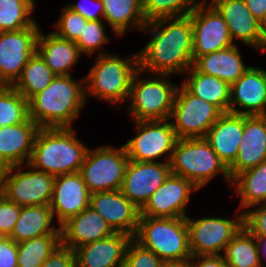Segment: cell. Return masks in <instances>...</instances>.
<instances>
[{
    "mask_svg": "<svg viewBox=\"0 0 266 267\" xmlns=\"http://www.w3.org/2000/svg\"><path fill=\"white\" fill-rule=\"evenodd\" d=\"M150 41L137 51L138 69L151 74H185L193 66V26L190 15L147 22L142 31ZM184 72V73H183Z\"/></svg>",
    "mask_w": 266,
    "mask_h": 267,
    "instance_id": "obj_1",
    "label": "cell"
},
{
    "mask_svg": "<svg viewBox=\"0 0 266 267\" xmlns=\"http://www.w3.org/2000/svg\"><path fill=\"white\" fill-rule=\"evenodd\" d=\"M56 76L41 92L28 101L29 118L40 128L72 127L84 105V77Z\"/></svg>",
    "mask_w": 266,
    "mask_h": 267,
    "instance_id": "obj_2",
    "label": "cell"
},
{
    "mask_svg": "<svg viewBox=\"0 0 266 267\" xmlns=\"http://www.w3.org/2000/svg\"><path fill=\"white\" fill-rule=\"evenodd\" d=\"M87 150L74 127L40 128L28 164L54 176L75 173L80 171Z\"/></svg>",
    "mask_w": 266,
    "mask_h": 267,
    "instance_id": "obj_3",
    "label": "cell"
},
{
    "mask_svg": "<svg viewBox=\"0 0 266 267\" xmlns=\"http://www.w3.org/2000/svg\"><path fill=\"white\" fill-rule=\"evenodd\" d=\"M96 57L95 64L84 76L86 102L93 95L111 105H121L129 98L131 80L138 70L137 53L126 59L111 53Z\"/></svg>",
    "mask_w": 266,
    "mask_h": 267,
    "instance_id": "obj_4",
    "label": "cell"
},
{
    "mask_svg": "<svg viewBox=\"0 0 266 267\" xmlns=\"http://www.w3.org/2000/svg\"><path fill=\"white\" fill-rule=\"evenodd\" d=\"M133 239L155 253L163 262L180 261L192 257L189 230L184 217H139Z\"/></svg>",
    "mask_w": 266,
    "mask_h": 267,
    "instance_id": "obj_5",
    "label": "cell"
},
{
    "mask_svg": "<svg viewBox=\"0 0 266 267\" xmlns=\"http://www.w3.org/2000/svg\"><path fill=\"white\" fill-rule=\"evenodd\" d=\"M171 173L191 181L198 189L221 173L232 184L228 168L204 138H178L170 160Z\"/></svg>",
    "mask_w": 266,
    "mask_h": 267,
    "instance_id": "obj_6",
    "label": "cell"
},
{
    "mask_svg": "<svg viewBox=\"0 0 266 267\" xmlns=\"http://www.w3.org/2000/svg\"><path fill=\"white\" fill-rule=\"evenodd\" d=\"M142 73L138 69L131 80L129 116L133 121L170 119L179 85L168 80L170 74H152V77L142 78Z\"/></svg>",
    "mask_w": 266,
    "mask_h": 267,
    "instance_id": "obj_7",
    "label": "cell"
},
{
    "mask_svg": "<svg viewBox=\"0 0 266 267\" xmlns=\"http://www.w3.org/2000/svg\"><path fill=\"white\" fill-rule=\"evenodd\" d=\"M0 169V193L20 207L49 205L55 176L34 169L28 163Z\"/></svg>",
    "mask_w": 266,
    "mask_h": 267,
    "instance_id": "obj_8",
    "label": "cell"
},
{
    "mask_svg": "<svg viewBox=\"0 0 266 267\" xmlns=\"http://www.w3.org/2000/svg\"><path fill=\"white\" fill-rule=\"evenodd\" d=\"M129 160L124 145L88 148L79 172L91 193L120 190Z\"/></svg>",
    "mask_w": 266,
    "mask_h": 267,
    "instance_id": "obj_9",
    "label": "cell"
},
{
    "mask_svg": "<svg viewBox=\"0 0 266 267\" xmlns=\"http://www.w3.org/2000/svg\"><path fill=\"white\" fill-rule=\"evenodd\" d=\"M169 120L132 121L137 128L136 136L123 144L128 158L156 162L163 157V162H170L178 137Z\"/></svg>",
    "mask_w": 266,
    "mask_h": 267,
    "instance_id": "obj_10",
    "label": "cell"
},
{
    "mask_svg": "<svg viewBox=\"0 0 266 267\" xmlns=\"http://www.w3.org/2000/svg\"><path fill=\"white\" fill-rule=\"evenodd\" d=\"M222 112L191 94L182 84L176 91L170 120L178 138H204Z\"/></svg>",
    "mask_w": 266,
    "mask_h": 267,
    "instance_id": "obj_11",
    "label": "cell"
},
{
    "mask_svg": "<svg viewBox=\"0 0 266 267\" xmlns=\"http://www.w3.org/2000/svg\"><path fill=\"white\" fill-rule=\"evenodd\" d=\"M186 222L192 255H222L225 247L244 226V213L240 211L234 220L213 216L194 220L188 215Z\"/></svg>",
    "mask_w": 266,
    "mask_h": 267,
    "instance_id": "obj_12",
    "label": "cell"
},
{
    "mask_svg": "<svg viewBox=\"0 0 266 267\" xmlns=\"http://www.w3.org/2000/svg\"><path fill=\"white\" fill-rule=\"evenodd\" d=\"M40 28L0 32V85L12 86L20 77L29 59L37 51Z\"/></svg>",
    "mask_w": 266,
    "mask_h": 267,
    "instance_id": "obj_13",
    "label": "cell"
},
{
    "mask_svg": "<svg viewBox=\"0 0 266 267\" xmlns=\"http://www.w3.org/2000/svg\"><path fill=\"white\" fill-rule=\"evenodd\" d=\"M193 62L203 55L234 45L226 22L215 7L200 4L190 14Z\"/></svg>",
    "mask_w": 266,
    "mask_h": 267,
    "instance_id": "obj_14",
    "label": "cell"
},
{
    "mask_svg": "<svg viewBox=\"0 0 266 267\" xmlns=\"http://www.w3.org/2000/svg\"><path fill=\"white\" fill-rule=\"evenodd\" d=\"M198 188L189 180L170 173L140 210V216L156 218L187 217L190 195Z\"/></svg>",
    "mask_w": 266,
    "mask_h": 267,
    "instance_id": "obj_15",
    "label": "cell"
},
{
    "mask_svg": "<svg viewBox=\"0 0 266 267\" xmlns=\"http://www.w3.org/2000/svg\"><path fill=\"white\" fill-rule=\"evenodd\" d=\"M170 173V162L129 160L120 191L141 210Z\"/></svg>",
    "mask_w": 266,
    "mask_h": 267,
    "instance_id": "obj_16",
    "label": "cell"
},
{
    "mask_svg": "<svg viewBox=\"0 0 266 267\" xmlns=\"http://www.w3.org/2000/svg\"><path fill=\"white\" fill-rule=\"evenodd\" d=\"M89 206L105 219L114 232L135 236L140 209L120 190L91 193Z\"/></svg>",
    "mask_w": 266,
    "mask_h": 267,
    "instance_id": "obj_17",
    "label": "cell"
},
{
    "mask_svg": "<svg viewBox=\"0 0 266 267\" xmlns=\"http://www.w3.org/2000/svg\"><path fill=\"white\" fill-rule=\"evenodd\" d=\"M91 192L80 172L55 176L50 208L61 226L89 207Z\"/></svg>",
    "mask_w": 266,
    "mask_h": 267,
    "instance_id": "obj_18",
    "label": "cell"
},
{
    "mask_svg": "<svg viewBox=\"0 0 266 267\" xmlns=\"http://www.w3.org/2000/svg\"><path fill=\"white\" fill-rule=\"evenodd\" d=\"M229 112L246 116L266 115V70L250 66L231 85Z\"/></svg>",
    "mask_w": 266,
    "mask_h": 267,
    "instance_id": "obj_19",
    "label": "cell"
},
{
    "mask_svg": "<svg viewBox=\"0 0 266 267\" xmlns=\"http://www.w3.org/2000/svg\"><path fill=\"white\" fill-rule=\"evenodd\" d=\"M215 8L227 24L230 37L245 45L266 52V34L247 8L245 0H233L218 3Z\"/></svg>",
    "mask_w": 266,
    "mask_h": 267,
    "instance_id": "obj_20",
    "label": "cell"
},
{
    "mask_svg": "<svg viewBox=\"0 0 266 267\" xmlns=\"http://www.w3.org/2000/svg\"><path fill=\"white\" fill-rule=\"evenodd\" d=\"M266 159V115H243V134L235 162L228 168L233 179L238 173Z\"/></svg>",
    "mask_w": 266,
    "mask_h": 267,
    "instance_id": "obj_21",
    "label": "cell"
},
{
    "mask_svg": "<svg viewBox=\"0 0 266 267\" xmlns=\"http://www.w3.org/2000/svg\"><path fill=\"white\" fill-rule=\"evenodd\" d=\"M39 129L29 117L18 125L0 127V169L29 163Z\"/></svg>",
    "mask_w": 266,
    "mask_h": 267,
    "instance_id": "obj_22",
    "label": "cell"
},
{
    "mask_svg": "<svg viewBox=\"0 0 266 267\" xmlns=\"http://www.w3.org/2000/svg\"><path fill=\"white\" fill-rule=\"evenodd\" d=\"M132 236L115 232L74 250L76 267H124L125 253Z\"/></svg>",
    "mask_w": 266,
    "mask_h": 267,
    "instance_id": "obj_23",
    "label": "cell"
},
{
    "mask_svg": "<svg viewBox=\"0 0 266 267\" xmlns=\"http://www.w3.org/2000/svg\"><path fill=\"white\" fill-rule=\"evenodd\" d=\"M59 227L61 244L73 251L84 244L107 238L115 233L105 219L90 206Z\"/></svg>",
    "mask_w": 266,
    "mask_h": 267,
    "instance_id": "obj_24",
    "label": "cell"
},
{
    "mask_svg": "<svg viewBox=\"0 0 266 267\" xmlns=\"http://www.w3.org/2000/svg\"><path fill=\"white\" fill-rule=\"evenodd\" d=\"M243 134V115L223 112L207 131L204 139L229 168L236 160Z\"/></svg>",
    "mask_w": 266,
    "mask_h": 267,
    "instance_id": "obj_25",
    "label": "cell"
},
{
    "mask_svg": "<svg viewBox=\"0 0 266 267\" xmlns=\"http://www.w3.org/2000/svg\"><path fill=\"white\" fill-rule=\"evenodd\" d=\"M36 52L56 76L71 75L70 70L81 57L75 42L62 38L54 32L45 35L41 30Z\"/></svg>",
    "mask_w": 266,
    "mask_h": 267,
    "instance_id": "obj_26",
    "label": "cell"
},
{
    "mask_svg": "<svg viewBox=\"0 0 266 267\" xmlns=\"http://www.w3.org/2000/svg\"><path fill=\"white\" fill-rule=\"evenodd\" d=\"M193 67L207 75L218 77L230 86L250 67L246 66L237 44L198 57Z\"/></svg>",
    "mask_w": 266,
    "mask_h": 267,
    "instance_id": "obj_27",
    "label": "cell"
},
{
    "mask_svg": "<svg viewBox=\"0 0 266 267\" xmlns=\"http://www.w3.org/2000/svg\"><path fill=\"white\" fill-rule=\"evenodd\" d=\"M53 219L49 205L21 207L18 220L9 237L16 243H20L47 234H61L60 227L52 225Z\"/></svg>",
    "mask_w": 266,
    "mask_h": 267,
    "instance_id": "obj_28",
    "label": "cell"
},
{
    "mask_svg": "<svg viewBox=\"0 0 266 267\" xmlns=\"http://www.w3.org/2000/svg\"><path fill=\"white\" fill-rule=\"evenodd\" d=\"M181 83L191 94L215 105L222 113L229 112L231 86L212 75L197 71L193 66L185 72Z\"/></svg>",
    "mask_w": 266,
    "mask_h": 267,
    "instance_id": "obj_29",
    "label": "cell"
},
{
    "mask_svg": "<svg viewBox=\"0 0 266 267\" xmlns=\"http://www.w3.org/2000/svg\"><path fill=\"white\" fill-rule=\"evenodd\" d=\"M103 19L117 36H123L127 30L142 31L146 25L142 4L137 0H102Z\"/></svg>",
    "mask_w": 266,
    "mask_h": 267,
    "instance_id": "obj_30",
    "label": "cell"
},
{
    "mask_svg": "<svg viewBox=\"0 0 266 267\" xmlns=\"http://www.w3.org/2000/svg\"><path fill=\"white\" fill-rule=\"evenodd\" d=\"M237 196L240 197L238 211L266 203V159L258 166L238 173L233 179Z\"/></svg>",
    "mask_w": 266,
    "mask_h": 267,
    "instance_id": "obj_31",
    "label": "cell"
},
{
    "mask_svg": "<svg viewBox=\"0 0 266 267\" xmlns=\"http://www.w3.org/2000/svg\"><path fill=\"white\" fill-rule=\"evenodd\" d=\"M227 267H262L257 238L243 226L223 252Z\"/></svg>",
    "mask_w": 266,
    "mask_h": 267,
    "instance_id": "obj_32",
    "label": "cell"
},
{
    "mask_svg": "<svg viewBox=\"0 0 266 267\" xmlns=\"http://www.w3.org/2000/svg\"><path fill=\"white\" fill-rule=\"evenodd\" d=\"M55 77L56 75L36 52L12 86L29 101L34 95L44 90Z\"/></svg>",
    "mask_w": 266,
    "mask_h": 267,
    "instance_id": "obj_33",
    "label": "cell"
},
{
    "mask_svg": "<svg viewBox=\"0 0 266 267\" xmlns=\"http://www.w3.org/2000/svg\"><path fill=\"white\" fill-rule=\"evenodd\" d=\"M61 244V234H47L18 243V267H41Z\"/></svg>",
    "mask_w": 266,
    "mask_h": 267,
    "instance_id": "obj_34",
    "label": "cell"
},
{
    "mask_svg": "<svg viewBox=\"0 0 266 267\" xmlns=\"http://www.w3.org/2000/svg\"><path fill=\"white\" fill-rule=\"evenodd\" d=\"M35 6V0H0V32L32 27Z\"/></svg>",
    "mask_w": 266,
    "mask_h": 267,
    "instance_id": "obj_35",
    "label": "cell"
},
{
    "mask_svg": "<svg viewBox=\"0 0 266 267\" xmlns=\"http://www.w3.org/2000/svg\"><path fill=\"white\" fill-rule=\"evenodd\" d=\"M28 117V100L13 86L0 85V127L18 125Z\"/></svg>",
    "mask_w": 266,
    "mask_h": 267,
    "instance_id": "obj_36",
    "label": "cell"
},
{
    "mask_svg": "<svg viewBox=\"0 0 266 267\" xmlns=\"http://www.w3.org/2000/svg\"><path fill=\"white\" fill-rule=\"evenodd\" d=\"M202 0H146L142 5L146 22L189 15Z\"/></svg>",
    "mask_w": 266,
    "mask_h": 267,
    "instance_id": "obj_37",
    "label": "cell"
},
{
    "mask_svg": "<svg viewBox=\"0 0 266 267\" xmlns=\"http://www.w3.org/2000/svg\"><path fill=\"white\" fill-rule=\"evenodd\" d=\"M104 24L105 23L103 22V20L87 21V24L83 28L82 33L75 41V44L78 46L81 54L92 56L94 53H98V55L106 53L103 49H101L102 46L109 41V38L106 35V26Z\"/></svg>",
    "mask_w": 266,
    "mask_h": 267,
    "instance_id": "obj_38",
    "label": "cell"
},
{
    "mask_svg": "<svg viewBox=\"0 0 266 267\" xmlns=\"http://www.w3.org/2000/svg\"><path fill=\"white\" fill-rule=\"evenodd\" d=\"M87 21L80 13L74 12L65 6L54 24L55 31L53 32L62 38L75 42L86 26Z\"/></svg>",
    "mask_w": 266,
    "mask_h": 267,
    "instance_id": "obj_39",
    "label": "cell"
},
{
    "mask_svg": "<svg viewBox=\"0 0 266 267\" xmlns=\"http://www.w3.org/2000/svg\"><path fill=\"white\" fill-rule=\"evenodd\" d=\"M163 261L152 251L142 247L133 238L128 243L124 267H162Z\"/></svg>",
    "mask_w": 266,
    "mask_h": 267,
    "instance_id": "obj_40",
    "label": "cell"
},
{
    "mask_svg": "<svg viewBox=\"0 0 266 267\" xmlns=\"http://www.w3.org/2000/svg\"><path fill=\"white\" fill-rule=\"evenodd\" d=\"M244 226L256 238H266V203L255 205L244 212Z\"/></svg>",
    "mask_w": 266,
    "mask_h": 267,
    "instance_id": "obj_41",
    "label": "cell"
},
{
    "mask_svg": "<svg viewBox=\"0 0 266 267\" xmlns=\"http://www.w3.org/2000/svg\"><path fill=\"white\" fill-rule=\"evenodd\" d=\"M20 211L21 207L18 204L8 200L0 193V230L8 237L14 229Z\"/></svg>",
    "mask_w": 266,
    "mask_h": 267,
    "instance_id": "obj_42",
    "label": "cell"
},
{
    "mask_svg": "<svg viewBox=\"0 0 266 267\" xmlns=\"http://www.w3.org/2000/svg\"><path fill=\"white\" fill-rule=\"evenodd\" d=\"M41 267H76L75 252L60 244Z\"/></svg>",
    "mask_w": 266,
    "mask_h": 267,
    "instance_id": "obj_43",
    "label": "cell"
},
{
    "mask_svg": "<svg viewBox=\"0 0 266 267\" xmlns=\"http://www.w3.org/2000/svg\"><path fill=\"white\" fill-rule=\"evenodd\" d=\"M89 1L90 4L92 3L91 5ZM89 1L71 2L67 7L74 12L80 13L87 20H103L104 5L102 0Z\"/></svg>",
    "mask_w": 266,
    "mask_h": 267,
    "instance_id": "obj_44",
    "label": "cell"
},
{
    "mask_svg": "<svg viewBox=\"0 0 266 267\" xmlns=\"http://www.w3.org/2000/svg\"><path fill=\"white\" fill-rule=\"evenodd\" d=\"M0 267H18V243L10 237L0 242Z\"/></svg>",
    "mask_w": 266,
    "mask_h": 267,
    "instance_id": "obj_45",
    "label": "cell"
},
{
    "mask_svg": "<svg viewBox=\"0 0 266 267\" xmlns=\"http://www.w3.org/2000/svg\"><path fill=\"white\" fill-rule=\"evenodd\" d=\"M191 267H227L223 255H192Z\"/></svg>",
    "mask_w": 266,
    "mask_h": 267,
    "instance_id": "obj_46",
    "label": "cell"
},
{
    "mask_svg": "<svg viewBox=\"0 0 266 267\" xmlns=\"http://www.w3.org/2000/svg\"><path fill=\"white\" fill-rule=\"evenodd\" d=\"M245 3L252 15L261 21L266 11V0H245Z\"/></svg>",
    "mask_w": 266,
    "mask_h": 267,
    "instance_id": "obj_47",
    "label": "cell"
},
{
    "mask_svg": "<svg viewBox=\"0 0 266 267\" xmlns=\"http://www.w3.org/2000/svg\"><path fill=\"white\" fill-rule=\"evenodd\" d=\"M162 267H191V258L180 261H164Z\"/></svg>",
    "mask_w": 266,
    "mask_h": 267,
    "instance_id": "obj_48",
    "label": "cell"
},
{
    "mask_svg": "<svg viewBox=\"0 0 266 267\" xmlns=\"http://www.w3.org/2000/svg\"><path fill=\"white\" fill-rule=\"evenodd\" d=\"M257 243H258V249H259L260 262H261L262 267H265L266 263L264 264L262 262L263 261L262 256L265 258V262H266V238H257Z\"/></svg>",
    "mask_w": 266,
    "mask_h": 267,
    "instance_id": "obj_49",
    "label": "cell"
},
{
    "mask_svg": "<svg viewBox=\"0 0 266 267\" xmlns=\"http://www.w3.org/2000/svg\"><path fill=\"white\" fill-rule=\"evenodd\" d=\"M207 1L208 0H202V3L207 5V6L215 7L218 3H222V2H225V1H233V0H209L210 2H207Z\"/></svg>",
    "mask_w": 266,
    "mask_h": 267,
    "instance_id": "obj_50",
    "label": "cell"
},
{
    "mask_svg": "<svg viewBox=\"0 0 266 267\" xmlns=\"http://www.w3.org/2000/svg\"><path fill=\"white\" fill-rule=\"evenodd\" d=\"M260 27L266 34V11H265L264 17L260 21Z\"/></svg>",
    "mask_w": 266,
    "mask_h": 267,
    "instance_id": "obj_51",
    "label": "cell"
},
{
    "mask_svg": "<svg viewBox=\"0 0 266 267\" xmlns=\"http://www.w3.org/2000/svg\"><path fill=\"white\" fill-rule=\"evenodd\" d=\"M8 236L2 231L0 230V242H2L4 239H6Z\"/></svg>",
    "mask_w": 266,
    "mask_h": 267,
    "instance_id": "obj_52",
    "label": "cell"
},
{
    "mask_svg": "<svg viewBox=\"0 0 266 267\" xmlns=\"http://www.w3.org/2000/svg\"><path fill=\"white\" fill-rule=\"evenodd\" d=\"M137 1H139V2L143 5V3H144L146 0H137Z\"/></svg>",
    "mask_w": 266,
    "mask_h": 267,
    "instance_id": "obj_53",
    "label": "cell"
}]
</instances>
